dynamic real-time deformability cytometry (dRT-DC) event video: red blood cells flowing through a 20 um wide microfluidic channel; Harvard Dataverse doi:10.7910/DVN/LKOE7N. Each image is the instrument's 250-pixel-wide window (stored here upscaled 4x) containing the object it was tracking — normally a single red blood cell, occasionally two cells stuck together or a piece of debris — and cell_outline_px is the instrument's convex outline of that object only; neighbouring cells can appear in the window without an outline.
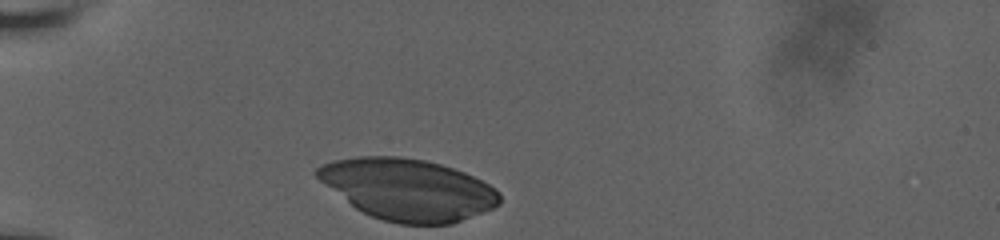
{"species": "human", "species_latin": "Homo sapiens", "temperature_condition": "room temperature", "stored_images_in_passage": 4, "camera_frame_rate_fps": 3000, "um_per_image_px": 0.085, "donor": {"sex": "male"}, "frame": {"image": 1, "passage_image": 1, "time_ms": 0.0, "image_size_px": [1000, 240], "cell_outline_px": [[500, 204], [484, 212], [452, 224], [400, 224], [384, 220], [372, 216], [356, 208], [320, 180], [316, 176], [316, 168], [324, 164], [336, 160], [356, 156], [400, 156], [424, 160], [440, 164], [464, 172], [496, 188], [500, 192]], "centroid_in_image_um": [34.71, 16.1], "position_along_channel_um": 50.3, "area_um2": 64.85}}